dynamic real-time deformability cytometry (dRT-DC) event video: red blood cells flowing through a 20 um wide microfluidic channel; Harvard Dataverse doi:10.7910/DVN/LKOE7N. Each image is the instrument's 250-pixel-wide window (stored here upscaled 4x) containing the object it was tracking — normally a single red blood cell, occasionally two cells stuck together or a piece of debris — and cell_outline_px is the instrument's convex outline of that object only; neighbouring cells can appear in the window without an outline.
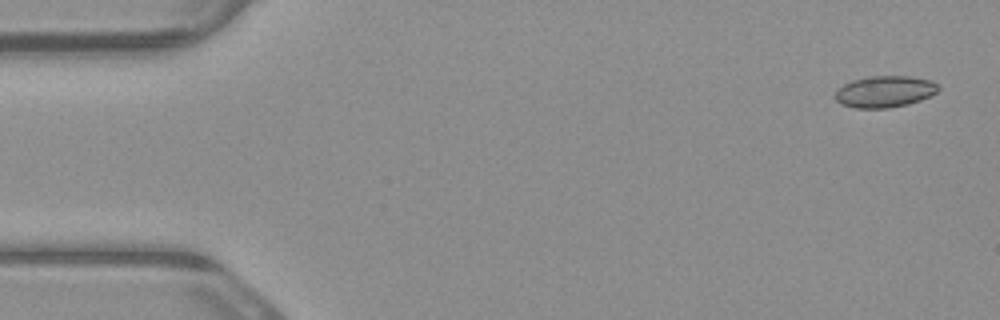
{"species": "common noctule bat (a hibernating species)", "species_latin": "Nyctalus noctula", "temperature_condition": "warm", "stored_images_in_passage": 6, "camera_frame_rate_fps": 3000, "um_per_image_px": 0.085, "animal": {"sex": "male", "body_mass_g": 23.1, "forearm_length_mm": 52.7}, "frame": {"image": 1, "passage_image": 1, "time_ms": 0.0, "image_size_px": [1000, 320], "cell_outline_px": [[940, 88], [936, 92], [920, 100], [908, 104], [888, 108], [856, 108], [840, 104], [836, 100], [836, 92], [844, 84], [852, 80], [868, 76], [908, 76], [932, 80]], "centroid_in_image_um": [75.2, 7.78], "position_along_channel_um": 9.8, "area_um2": 18.84}}
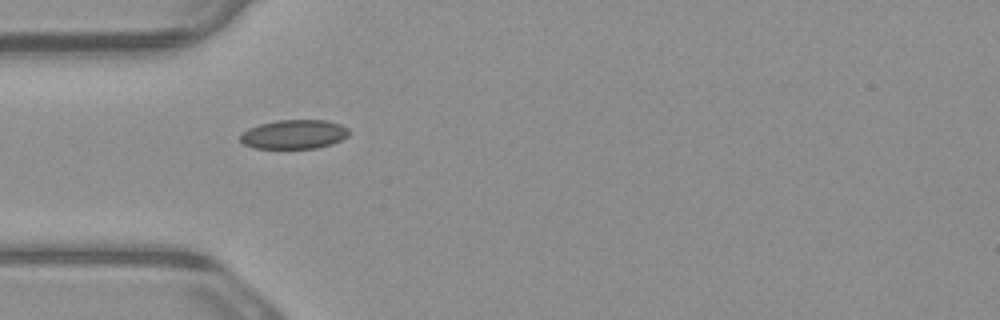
{"frame": {"image": 2, "passage_image": 5, "time_ms": 1.333, "image_size_px": [1000, 320], "cell_outline_px": [[348, 136], [332, 144], [316, 148], [252, 148], [244, 144], [240, 140], [240, 132], [248, 128], [260, 124], [280, 120], [328, 120], [340, 124], [348, 128]], "centroid_in_image_um": [24.97, 11.41], "position_along_channel_um": 60.0, "area_um2": 18.5}}
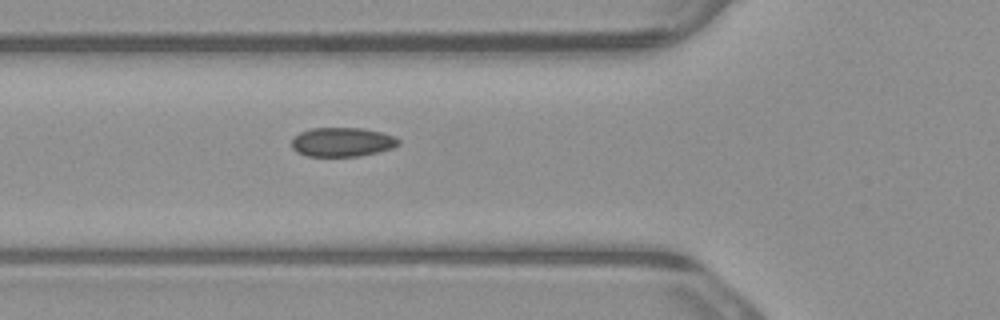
{"frame": {"image": 3, "passage_image": 6, "time_ms": 1.667, "image_size_px": [1000, 320], "cell_outline_px": [[400, 144], [392, 148], [360, 156], [308, 156], [296, 152], [292, 148], [292, 140], [300, 132], [312, 128], [364, 128], [396, 136], [400, 140]], "centroid_in_image_um": [29.1, 12.07], "position_along_channel_um": 96.7, "area_um2": 18.15}}